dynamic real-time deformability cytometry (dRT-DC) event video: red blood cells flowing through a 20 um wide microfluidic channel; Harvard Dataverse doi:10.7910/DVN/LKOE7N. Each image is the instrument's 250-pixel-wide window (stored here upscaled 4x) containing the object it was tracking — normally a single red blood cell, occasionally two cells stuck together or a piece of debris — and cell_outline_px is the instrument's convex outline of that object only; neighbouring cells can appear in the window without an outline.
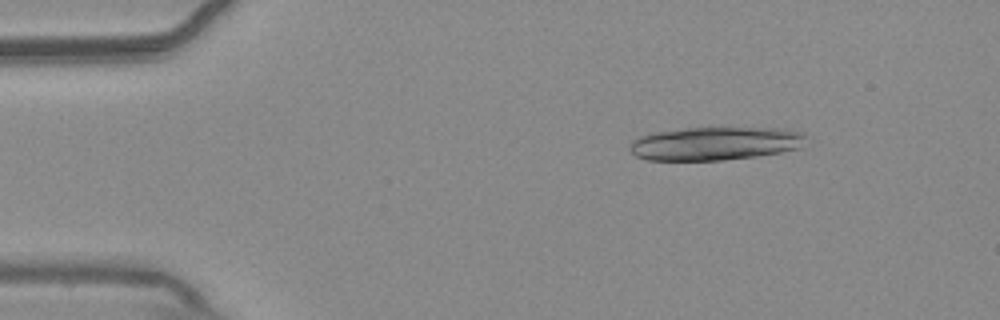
{"species": "common noctule bat (a hibernating species)", "species_latin": "Nyctalus noctula", "temperature_condition": "warm", "stored_images_in_passage": 21, "camera_frame_rate_fps": 3000, "um_per_image_px": 0.085, "animal": {"sex": "male", "body_mass_g": 20.4}, "frame": {"image": 1, "passage_image": 7, "time_ms": 2.0, "image_size_px": [1000, 320], "cell_outline_px": [[804, 136], [800, 148], [780, 152], [756, 156], [724, 160], [648, 160], [636, 156], [628, 148], [632, 140], [640, 136], [652, 132], [688, 128], [784, 128], [804, 132]], "centroid_in_image_um": [60.75, 12.19], "position_along_channel_um": 24.2, "area_um2": 34.22}}